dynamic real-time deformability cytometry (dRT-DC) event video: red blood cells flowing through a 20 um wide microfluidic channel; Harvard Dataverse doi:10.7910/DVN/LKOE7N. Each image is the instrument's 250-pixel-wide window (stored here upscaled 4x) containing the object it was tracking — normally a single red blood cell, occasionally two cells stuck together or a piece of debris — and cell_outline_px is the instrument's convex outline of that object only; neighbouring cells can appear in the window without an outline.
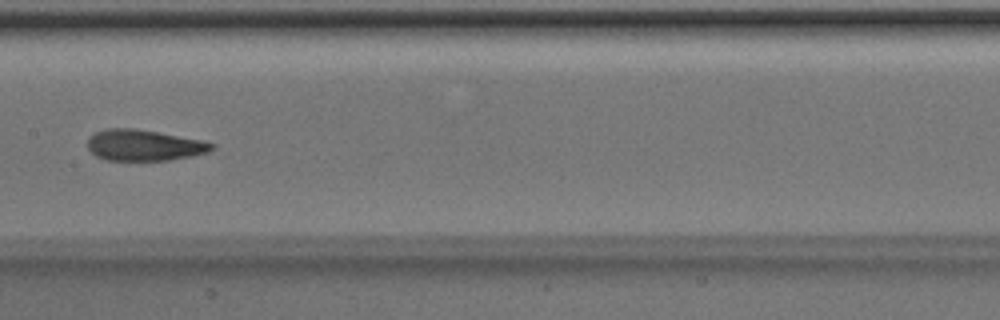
{"species": "Egyptian fruit bat (a non-hibernating species)", "species_latin": "Rousettus aegyptiacus", "temperature_condition": "room temperature", "stored_images_in_passage": 7, "camera_frame_rate_fps": 3000, "um_per_image_px": 0.085, "animal": {"sex": "male"}, "frame": {"image": 1, "passage_image": 7, "time_ms": 2.0, "image_size_px": [1000, 320], "cell_outline_px": [[216, 148], [208, 152], [192, 156], [168, 160], [104, 160], [96, 156], [88, 148], [88, 136], [96, 132], [108, 128], [136, 128], [204, 140], [216, 144]], "centroid_in_image_um": [12.27, 12.34], "position_along_channel_um": 195.1, "area_um2": 22.72}}